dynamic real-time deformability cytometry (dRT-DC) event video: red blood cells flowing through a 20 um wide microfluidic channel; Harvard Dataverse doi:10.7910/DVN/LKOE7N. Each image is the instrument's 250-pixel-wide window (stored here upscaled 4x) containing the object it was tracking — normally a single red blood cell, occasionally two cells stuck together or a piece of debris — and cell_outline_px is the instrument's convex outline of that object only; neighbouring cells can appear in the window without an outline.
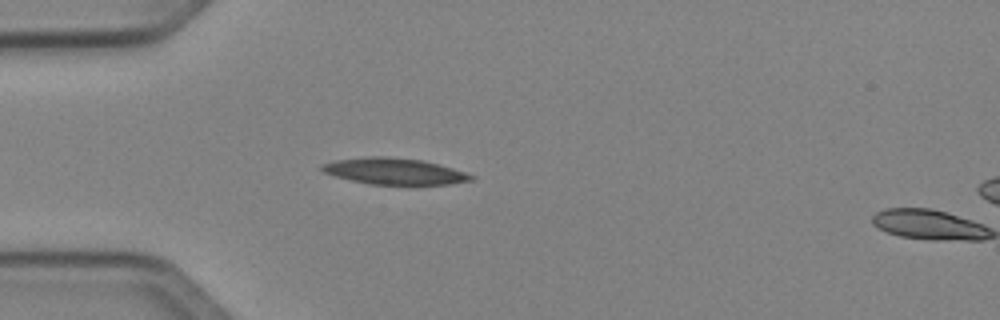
{"species": "Egyptian fruit bat (a non-hibernating species)", "species_latin": "Rousettus aegyptiacus", "temperature_condition": "cold", "stored_images_in_passage": 11, "camera_frame_rate_fps": 3000, "um_per_image_px": 0.085, "animal": {"sex": "female"}, "frame": {"image": 1, "passage_image": 10, "time_ms": 3.0, "image_size_px": [1000, 320], "cell_outline_px": [[476, 176], [472, 180], [448, 184], [368, 184], [336, 176], [324, 172], [320, 168], [320, 164], [336, 160], [372, 156], [384, 156], [420, 160], [452, 168]], "centroid_in_image_um": [33.49, 14.55], "position_along_channel_um": 51.5, "area_um2": 22.48}}